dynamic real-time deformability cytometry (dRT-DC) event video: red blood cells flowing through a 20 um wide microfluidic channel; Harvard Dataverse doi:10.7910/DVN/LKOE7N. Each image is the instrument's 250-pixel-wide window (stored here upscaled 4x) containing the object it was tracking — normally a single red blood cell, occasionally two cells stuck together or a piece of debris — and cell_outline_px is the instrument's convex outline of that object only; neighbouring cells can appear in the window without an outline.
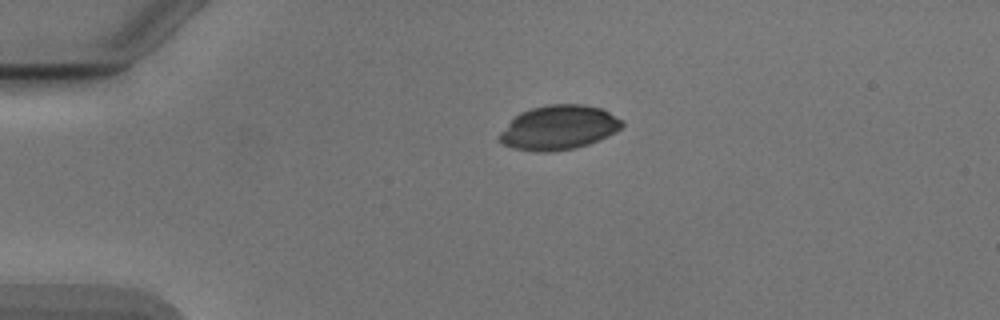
{"species": "Egyptian fruit bat (a non-hibernating species)", "species_latin": "Rousettus aegyptiacus", "temperature_condition": "cold", "stored_images_in_passage": 31, "camera_frame_rate_fps": 3000, "um_per_image_px": 0.085, "animal": {"sex": "male"}, "frame": {"image": 1, "passage_image": 1, "time_ms": 0.0, "image_size_px": [1000, 320], "cell_outline_px": [[624, 124], [616, 132], [608, 136], [588, 144], [576, 148], [552, 152], [536, 152], [512, 148], [504, 144], [500, 140], [500, 132], [520, 112], [532, 108], [548, 104], [584, 104], [600, 108], [624, 120]], "centroid_in_image_um": [47.52, 10.85], "position_along_channel_um": 37.5, "area_um2": 31.67}}
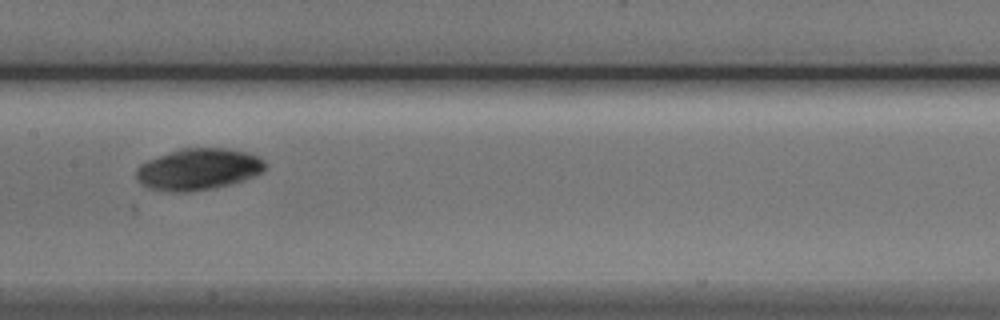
{"frame": {"image": 2, "passage_image": 16, "time_ms": 5.0, "image_size_px": [1000, 320], "cell_outline_px": [[264, 168], [260, 172], [244, 180], [212, 188], [188, 192], [172, 192], [148, 188], [140, 184], [136, 180], [136, 168], [140, 164], [148, 160], [180, 148], [228, 148], [248, 152], [264, 160]], "centroid_in_image_um": [16.8, 14.38], "position_along_channel_um": 190.6, "area_um2": 31.1}}
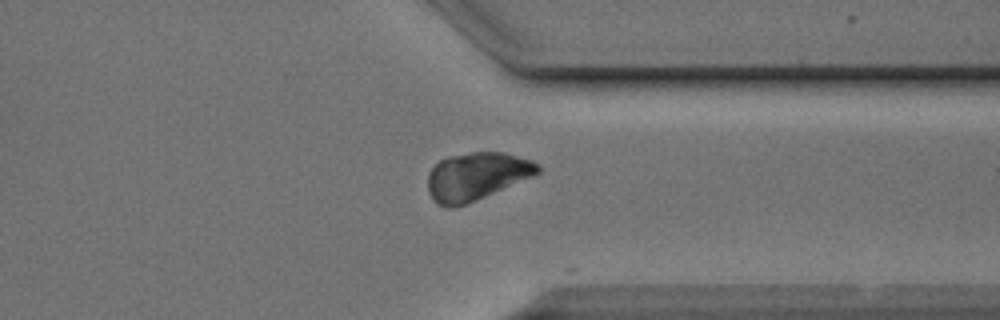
{"frame": {"image": 3, "passage_image": 30, "time_ms": 9.667, "image_size_px": [1000, 320], "cell_outline_px": [[540, 172], [532, 176], [476, 200], [452, 208], [444, 208], [436, 204], [432, 200], [428, 192], [428, 172], [440, 160], [448, 156], [472, 152], [504, 152], [532, 160], [540, 164]], "centroid_in_image_um": [40.47, 14.99], "position_along_channel_um": 370.9, "area_um2": 30.63}}